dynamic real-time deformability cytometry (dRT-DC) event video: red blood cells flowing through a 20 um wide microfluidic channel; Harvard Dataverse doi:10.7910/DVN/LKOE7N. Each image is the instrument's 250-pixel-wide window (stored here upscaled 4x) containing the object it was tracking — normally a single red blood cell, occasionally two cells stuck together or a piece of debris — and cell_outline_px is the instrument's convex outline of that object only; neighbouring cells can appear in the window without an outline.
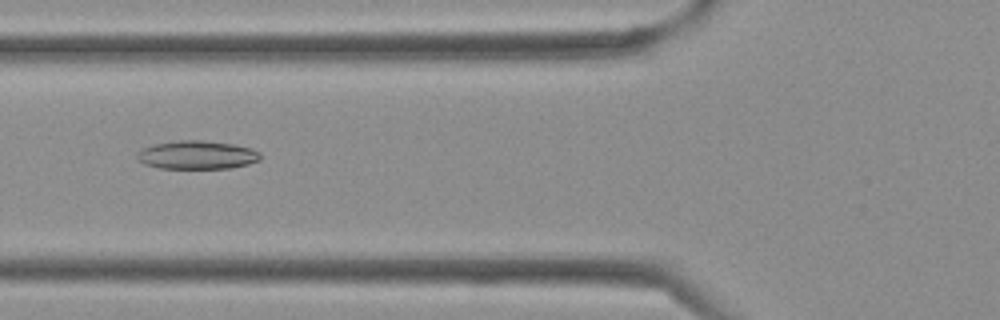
{"species": "Egyptian fruit bat (a non-hibernating species)", "species_latin": "Rousettus aegyptiacus", "temperature_condition": "cold", "stored_images_in_passage": 36, "camera_frame_rate_fps": 3000, "um_per_image_px": 0.085, "frame": {"image": 1, "passage_image": 11, "time_ms": 3.333, "image_size_px": [1000, 320], "cell_outline_px": [[260, 160], [248, 164], [232, 168], [160, 168], [144, 164], [136, 156], [136, 152], [152, 144], [180, 140], [204, 140], [232, 144], [252, 148], [260, 152]], "centroid_in_image_um": [16.75, 13.16], "position_along_channel_um": 109.0, "area_um2": 20.46}}
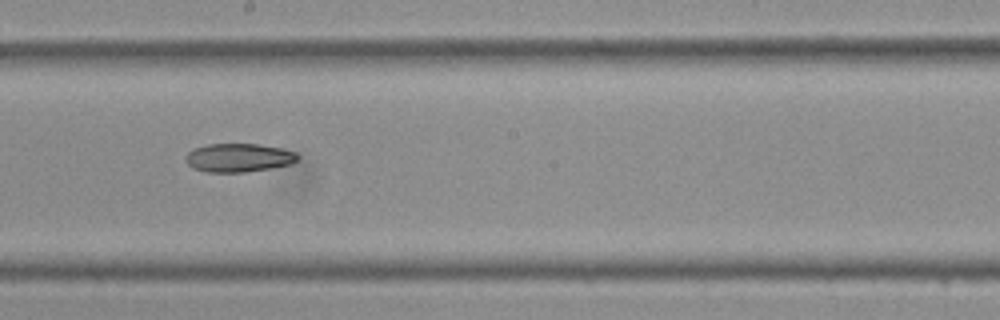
{"frame": {"image": 2, "passage_image": 18, "time_ms": 5.667, "image_size_px": [1000, 320], "cell_outline_px": [[300, 156], [296, 160], [288, 164], [268, 168], [244, 172], [208, 172], [192, 168], [184, 160], [184, 156], [192, 148], [208, 144], [260, 144], [280, 148], [296, 152]], "centroid_in_image_um": [20.22, 13.39], "position_along_channel_um": 228.0, "area_um2": 18.61}}
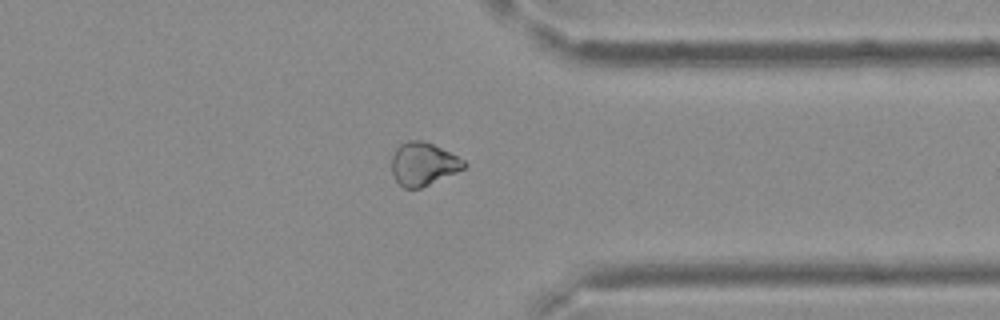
{"frame": {"image": 3, "passage_image": 27, "time_ms": 8.667, "image_size_px": [1000, 320], "cell_outline_px": [[468, 164], [464, 168], [456, 172], [420, 188], [404, 188], [396, 180], [392, 172], [392, 156], [396, 148], [400, 144], [408, 140], [420, 140], [432, 144], [464, 160]], "centroid_in_image_um": [35.95, 13.93], "position_along_channel_um": 375.4, "area_um2": 17.8}}